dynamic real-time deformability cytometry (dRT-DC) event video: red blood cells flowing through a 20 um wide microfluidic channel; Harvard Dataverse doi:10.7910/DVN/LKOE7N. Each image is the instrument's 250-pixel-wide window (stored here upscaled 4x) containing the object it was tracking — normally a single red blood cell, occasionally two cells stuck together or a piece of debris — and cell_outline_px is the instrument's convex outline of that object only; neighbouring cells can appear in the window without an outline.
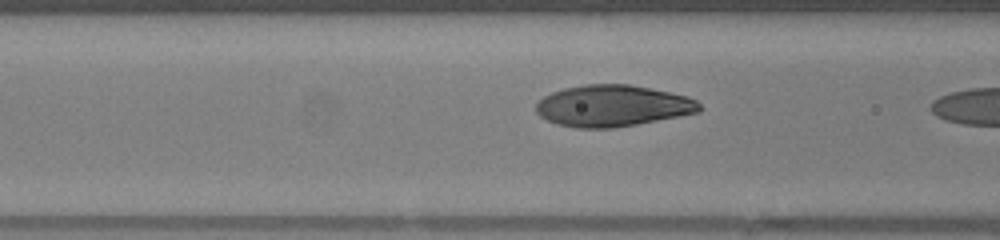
{"species": "human", "species_latin": "Homo sapiens", "temperature_condition": "warm", "stored_images_in_passage": 5, "camera_frame_rate_fps": 3000, "um_per_image_px": 0.085, "donor": {"sex": "female"}, "frame": {"image": 1, "passage_image": 4, "time_ms": 1.0, "image_size_px": [1000, 240], "cell_outline_px": [[700, 108], [696, 112], [636, 124], [612, 128], [576, 128], [556, 124], [540, 116], [536, 112], [536, 104], [544, 96], [552, 92], [564, 88], [584, 84], [628, 84], [668, 92], [684, 96], [696, 100], [700, 104]], "centroid_in_image_um": [51.99, 8.99], "position_along_channel_um": 114.6, "area_um2": 38.96}}